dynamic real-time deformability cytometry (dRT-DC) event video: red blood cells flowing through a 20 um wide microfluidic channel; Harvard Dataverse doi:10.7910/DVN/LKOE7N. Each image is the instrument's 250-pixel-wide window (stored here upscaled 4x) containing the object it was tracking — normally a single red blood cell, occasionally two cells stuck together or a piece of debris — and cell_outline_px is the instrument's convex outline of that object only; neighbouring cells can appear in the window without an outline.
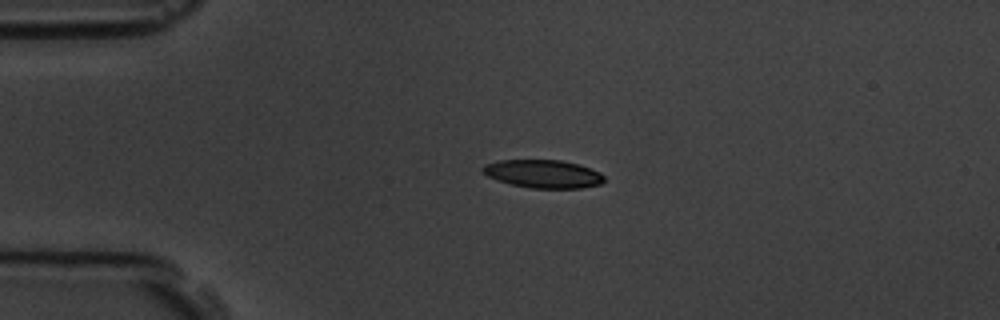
{"species": "common noctule bat (a hibernating species)", "species_latin": "Nyctalus noctula", "temperature_condition": "room temperature", "stored_images_in_passage": 3, "camera_frame_rate_fps": 3000, "um_per_image_px": 0.085, "animal": {"sex": "male", "body_mass_g": 19.5, "forearm_length_mm": 54.6}, "frame": {"image": 1, "passage_image": 1, "time_ms": 0.0, "image_size_px": [1000, 320], "cell_outline_px": [[604, 180], [600, 184], [580, 188], [532, 188], [512, 184], [496, 180], [480, 172], [480, 168], [484, 164], [500, 160], [560, 160], [576, 164], [600, 172], [604, 176]], "centroid_in_image_um": [46.11, 14.77], "position_along_channel_um": 38.9, "area_um2": 19.83}}
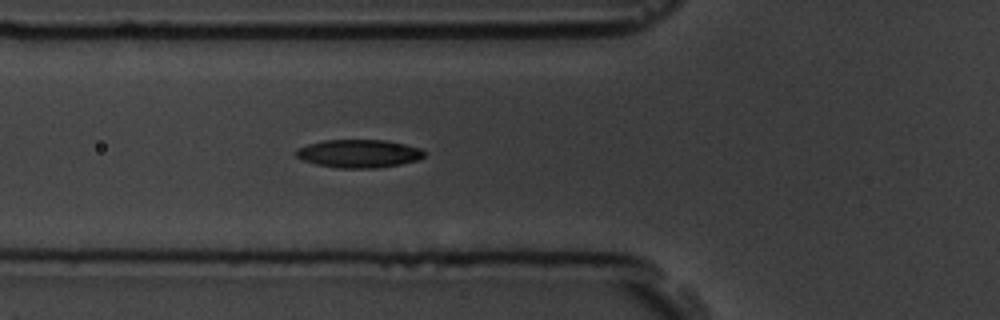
{"frame": {"image": 2, "passage_image": 3, "time_ms": 2.333, "image_size_px": [1000, 320], "cell_outline_px": [[424, 156], [420, 160], [400, 164], [376, 168], [336, 168], [316, 164], [304, 160], [296, 156], [296, 148], [308, 144], [324, 140], [384, 140], [404, 144], [420, 148], [424, 152]], "centroid_in_image_um": [30.5, 13.06], "position_along_channel_um": 95.3, "area_um2": 20.98}}